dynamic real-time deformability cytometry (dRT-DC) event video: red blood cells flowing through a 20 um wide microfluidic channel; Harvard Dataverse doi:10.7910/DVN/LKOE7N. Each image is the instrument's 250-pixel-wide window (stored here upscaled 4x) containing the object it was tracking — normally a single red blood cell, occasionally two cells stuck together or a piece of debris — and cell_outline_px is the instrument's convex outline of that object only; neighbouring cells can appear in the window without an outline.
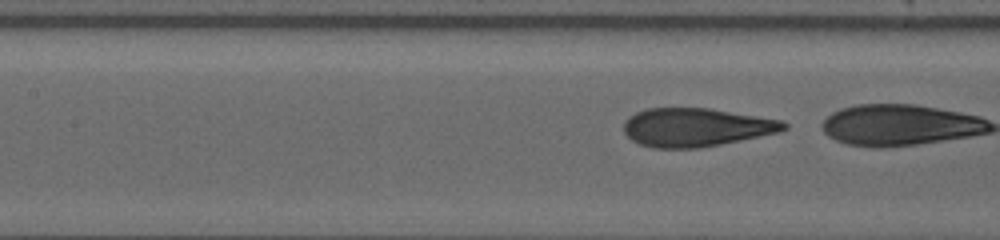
{"species": "human", "species_latin": "Homo sapiens", "temperature_condition": "warm", "stored_images_in_passage": 40, "segment_of_instrument_passage": [2, 2], "camera_frame_rate_fps": 3000, "um_per_image_px": 0.085, "donor": {"sex": "female"}, "frame": {"image": 1, "passage_image": 39, "time_ms": 12.667, "image_size_px": [1000, 240], "cell_outline_px": [[788, 128], [780, 132], [700, 148], [652, 148], [640, 144], [632, 140], [624, 132], [624, 124], [628, 116], [636, 112], [648, 108], [708, 108], [780, 120], [788, 124]], "centroid_in_image_um": [59.14, 10.82], "position_along_channel_um": 148.3, "area_um2": 35.72}}